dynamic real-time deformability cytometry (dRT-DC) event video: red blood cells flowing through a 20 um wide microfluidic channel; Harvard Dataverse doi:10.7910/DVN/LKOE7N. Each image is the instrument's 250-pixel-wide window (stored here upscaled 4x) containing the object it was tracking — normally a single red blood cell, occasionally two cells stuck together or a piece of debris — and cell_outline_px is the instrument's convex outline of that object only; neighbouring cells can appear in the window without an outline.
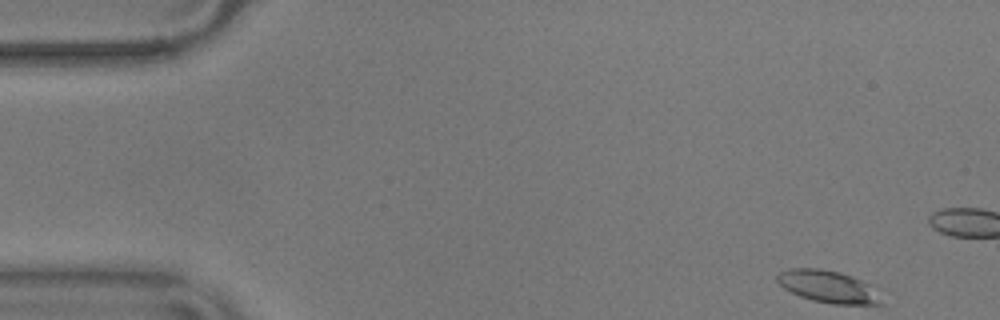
{"species": "common noctule bat (a hibernating species)", "species_latin": "Nyctalus noctula", "temperature_condition": "warm", "stored_images_in_passage": 14, "camera_frame_rate_fps": 3000, "um_per_image_px": 0.085, "animal": {"sex": "male", "body_mass_g": 17.9}, "frame": {"image": 1, "passage_image": 1, "time_ms": 0.0, "image_size_px": [1000, 320], "cell_outline_px": [[884, 304], [832, 304], [812, 300], [800, 296], [784, 288], [776, 280], [776, 276], [780, 272], [792, 268], [820, 268], [840, 272], [852, 276], [868, 284]], "centroid_in_image_um": [70.33, 24.35], "position_along_channel_um": 14.7, "area_um2": 19.19}}